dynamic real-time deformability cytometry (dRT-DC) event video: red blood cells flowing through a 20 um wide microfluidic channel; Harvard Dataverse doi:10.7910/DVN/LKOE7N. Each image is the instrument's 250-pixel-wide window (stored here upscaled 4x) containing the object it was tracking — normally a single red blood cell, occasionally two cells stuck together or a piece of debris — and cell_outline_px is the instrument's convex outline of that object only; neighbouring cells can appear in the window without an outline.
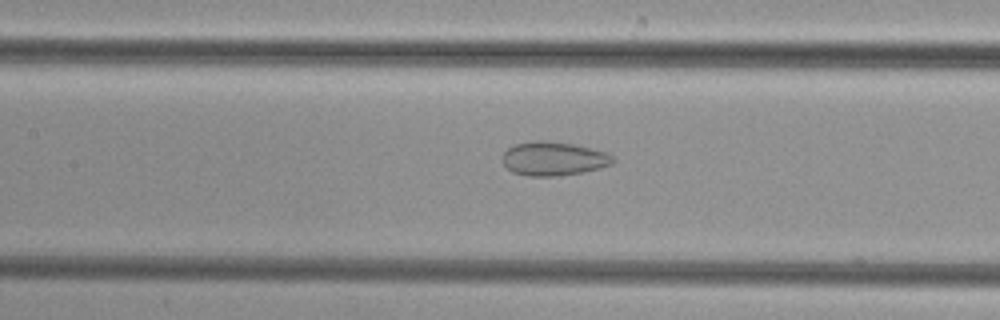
{"species": "common noctule bat (a hibernating species)", "species_latin": "Nyctalus noctula", "temperature_condition": "cold", "stored_images_in_passage": 22, "camera_frame_rate_fps": 3000, "um_per_image_px": 0.085, "animal": {"sex": "female", "body_mass_g": 29.2, "forearm_length_mm": 56.3}, "frame": {"image": 1, "passage_image": 11, "time_ms": 3.333, "image_size_px": [1000, 320], "cell_outline_px": [[616, 160], [612, 164], [600, 168], [560, 176], [528, 176], [512, 172], [504, 164], [500, 156], [508, 148], [516, 144], [536, 140], [548, 140], [572, 144], [604, 152], [612, 156]], "centroid_in_image_um": [47.01, 13.49], "position_along_channel_um": 160.4, "area_um2": 21.73}}
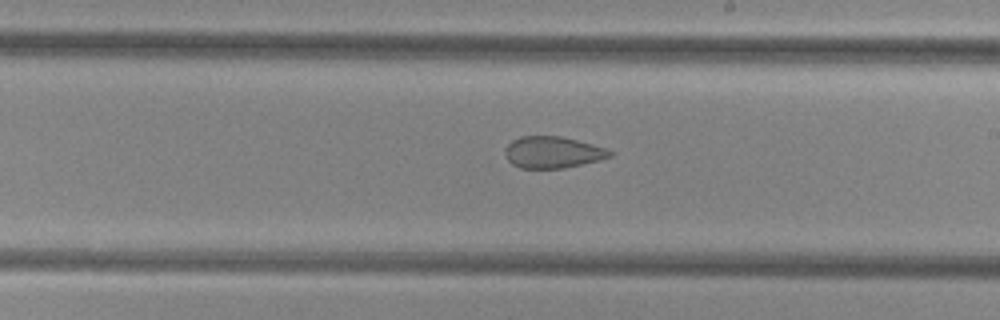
{"frame": {"image": 2, "passage_image": 17, "time_ms": 5.333, "image_size_px": [1000, 320], "cell_outline_px": [[612, 156], [600, 160], [564, 168], [520, 168], [512, 164], [508, 160], [504, 152], [504, 148], [512, 140], [520, 136], [560, 136], [608, 148], [612, 152]], "centroid_in_image_um": [46.97, 12.94], "position_along_channel_um": 242.0, "area_um2": 19.36}}
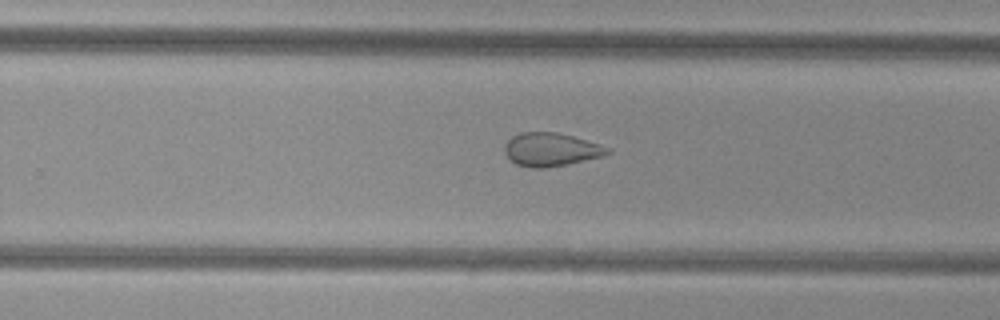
{"frame": {"image": 3, "passage_image": 20, "time_ms": 6.333, "image_size_px": [1000, 320], "cell_outline_px": [[612, 152], [600, 156], [568, 164], [544, 168], [532, 168], [516, 164], [504, 152], [504, 144], [512, 136], [520, 132], [556, 132], [572, 136], [600, 144], [612, 148]], "centroid_in_image_um": [46.82, 12.7], "position_along_channel_um": 283.0, "area_um2": 19.94}}